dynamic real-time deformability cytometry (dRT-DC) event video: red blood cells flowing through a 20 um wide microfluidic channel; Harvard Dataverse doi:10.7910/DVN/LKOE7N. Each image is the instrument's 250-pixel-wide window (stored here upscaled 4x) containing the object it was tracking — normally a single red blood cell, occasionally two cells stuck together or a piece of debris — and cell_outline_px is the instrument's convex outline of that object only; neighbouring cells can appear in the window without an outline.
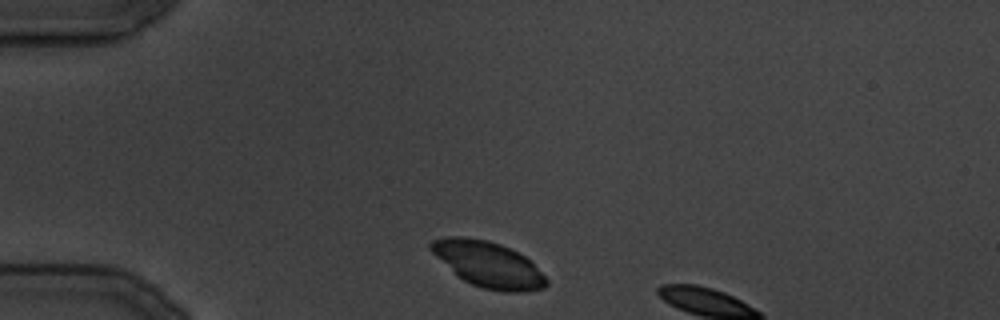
{"species": "common noctule bat (a hibernating species)", "species_latin": "Nyctalus noctula", "temperature_condition": "cold", "stored_images_in_passage": 2, "camera_frame_rate_fps": 3000, "um_per_image_px": 0.085, "animal": {"sex": "male", "body_mass_g": 19.5, "forearm_length_mm": 54.6}, "frame": {"image": 1, "passage_image": 1, "time_ms": 0.0, "image_size_px": [1000, 320], "cell_outline_px": [[548, 284], [544, 288], [524, 292], [504, 292], [480, 288], [456, 276], [428, 248], [428, 244], [432, 240], [448, 236], [460, 236], [488, 240], [500, 244], [532, 260], [548, 280]], "centroid_in_image_um": [41.5, 22.48], "position_along_channel_um": 43.5, "area_um2": 30.98}}